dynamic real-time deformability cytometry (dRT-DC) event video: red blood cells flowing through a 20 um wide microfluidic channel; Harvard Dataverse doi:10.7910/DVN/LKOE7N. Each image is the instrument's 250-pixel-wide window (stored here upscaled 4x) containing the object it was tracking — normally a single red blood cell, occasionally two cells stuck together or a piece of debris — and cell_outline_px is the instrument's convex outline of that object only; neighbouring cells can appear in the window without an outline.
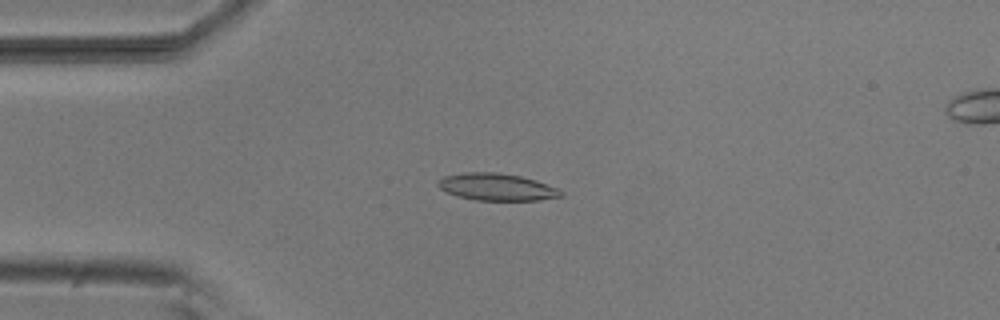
{"species": "common noctule bat (a hibernating species)", "species_latin": "Nyctalus noctula", "temperature_condition": "room temperature", "stored_images_in_passage": 26, "camera_frame_rate_fps": 3000, "um_per_image_px": 0.085, "animal": {"sex": "male", "body_mass_g": 20.5, "forearm_length_mm": 52.5}, "frame": {"image": 1, "passage_image": 6, "time_ms": 1.667, "image_size_px": [1000, 320], "cell_outline_px": [[564, 196], [540, 200], [476, 200], [456, 196], [440, 188], [436, 184], [444, 176], [464, 172], [496, 172], [520, 176], [536, 180], [556, 188], [564, 192]], "centroid_in_image_um": [42.24, 15.89], "position_along_channel_um": 42.8, "area_um2": 19.36}}
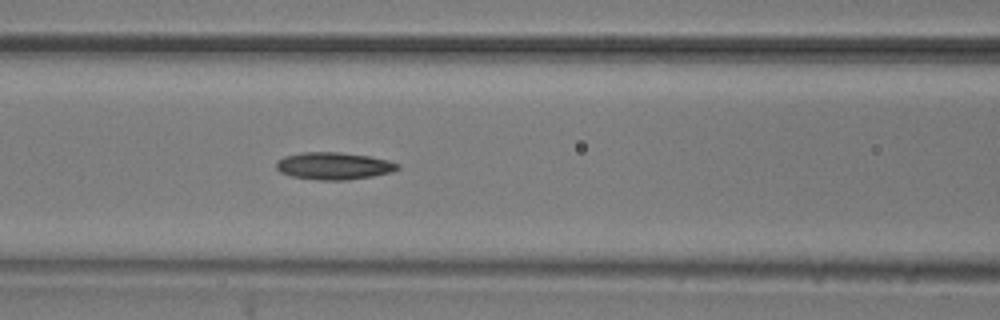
{"frame": {"image": 2, "passage_image": 15, "time_ms": 4.667, "image_size_px": [1000, 320], "cell_outline_px": [[400, 168], [392, 172], [372, 176], [348, 180], [320, 180], [292, 176], [280, 172], [276, 168], [276, 160], [284, 156], [300, 152], [340, 152], [368, 156], [388, 160], [400, 164]], "centroid_in_image_um": [28.36, 14.1], "position_along_channel_um": 138.2, "area_um2": 19.36}}
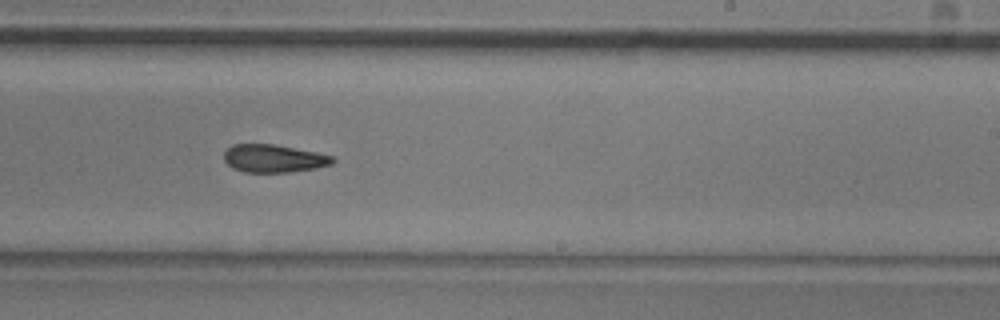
{"frame": {"image": 3, "passage_image": 25, "time_ms": 8.0, "image_size_px": [1000, 320], "cell_outline_px": [[336, 160], [332, 164], [316, 168], [288, 172], [244, 172], [232, 168], [224, 160], [224, 152], [232, 144], [276, 144], [316, 152], [332, 156]], "centroid_in_image_um": [23.26, 13.46], "position_along_channel_um": 265.7, "area_um2": 17.69}}